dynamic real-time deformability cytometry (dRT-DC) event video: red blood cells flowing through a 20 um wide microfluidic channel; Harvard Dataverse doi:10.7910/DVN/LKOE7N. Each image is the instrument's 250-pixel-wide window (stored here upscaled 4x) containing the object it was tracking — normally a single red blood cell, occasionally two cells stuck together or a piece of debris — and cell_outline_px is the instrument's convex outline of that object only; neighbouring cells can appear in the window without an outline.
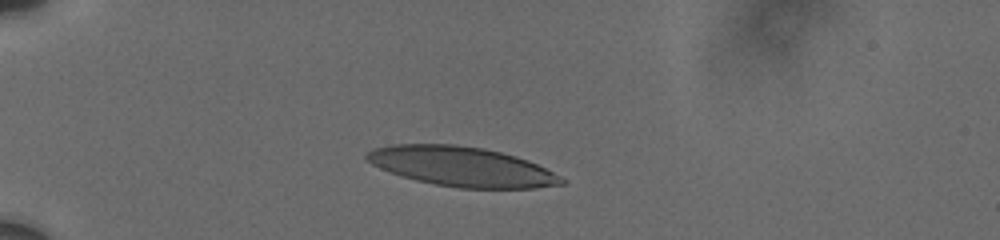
{"species": "human", "species_latin": "Homo sapiens", "temperature_condition": "cold", "stored_images_in_passage": 30, "camera_frame_rate_fps": 3000, "um_per_image_px": 0.085, "donor": {"sex": "male"}, "frame": {"image": 1, "passage_image": 1, "time_ms": 0.0, "image_size_px": [1000, 240], "cell_outline_px": [[568, 180], [564, 184], [536, 188], [460, 188], [436, 184], [416, 180], [400, 176], [388, 172], [372, 164], [364, 156], [372, 148], [392, 144], [452, 144], [484, 148], [516, 156], [528, 160]], "centroid_in_image_um": [39.23, 14.16], "position_along_channel_um": 45.8, "area_um2": 44.97}}
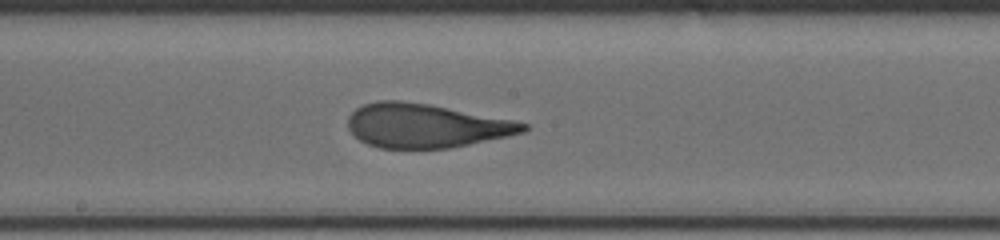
{"frame": {"image": 2, "passage_image": 15, "time_ms": 5.667, "image_size_px": [1000, 240], "cell_outline_px": [[528, 128], [524, 132], [508, 136], [448, 148], [380, 148], [368, 144], [360, 140], [348, 128], [348, 116], [356, 108], [364, 104], [376, 100], [400, 100], [428, 104], [512, 120], [528, 124]], "centroid_in_image_um": [36.15, 10.68], "position_along_channel_um": 212.1, "area_um2": 44.51}}
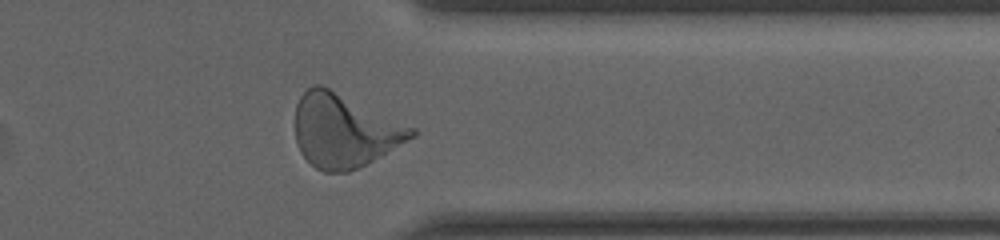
{"frame": {"image": 3, "passage_image": 26, "time_ms": 10.333, "image_size_px": [1000, 240], "cell_outline_px": [[416, 136], [380, 156], [348, 172], [324, 172], [316, 168], [300, 152], [296, 144], [296, 104], [300, 96], [312, 84], [320, 84], [416, 128]], "centroid_in_image_um": [29.25, 11.1], "position_along_channel_um": 382.1, "area_um2": 49.25}, "authors_computed_cell_mechanics": {"area_um2": 45.5464, "velocity_mm_per_s": 3.6978, "shape_relaxation_time_tau1_ms": 5.8829, "shape_relaxation_time_tau2_ms": 1.0144, "deformation_change_tau1": 0.2243, "deformation_change_tau2": 0.0955}}